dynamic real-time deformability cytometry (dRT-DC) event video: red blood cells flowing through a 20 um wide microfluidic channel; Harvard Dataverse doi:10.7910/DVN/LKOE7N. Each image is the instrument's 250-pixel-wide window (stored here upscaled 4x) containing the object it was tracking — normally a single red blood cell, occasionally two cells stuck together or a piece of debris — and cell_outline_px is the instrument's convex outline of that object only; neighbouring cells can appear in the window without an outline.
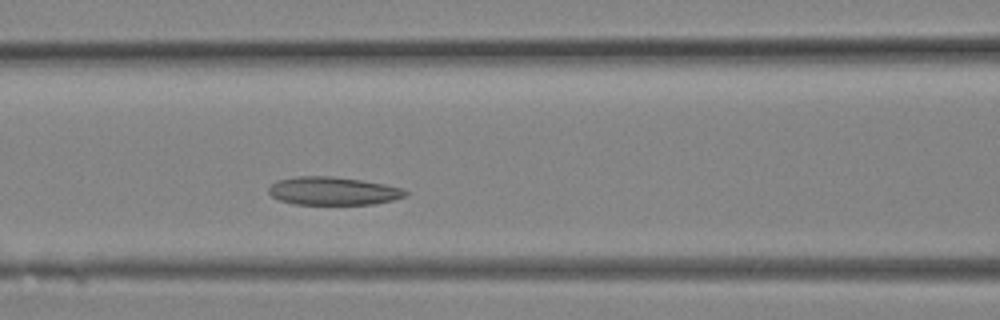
{"species": "Egyptian fruit bat (a non-hibernating species)", "species_latin": "Rousettus aegyptiacus", "temperature_condition": "room temperature", "stored_images_in_passage": 7, "camera_frame_rate_fps": 3000, "um_per_image_px": 0.085, "animal": {"sex": "female"}, "frame": {"image": 1, "passage_image": 7, "time_ms": 2.0, "image_size_px": [1000, 320], "cell_outline_px": [[408, 196], [392, 200], [372, 204], [292, 204], [280, 200], [272, 196], [268, 192], [268, 188], [276, 180], [296, 176], [332, 176], [360, 180], [384, 184], [404, 188], [408, 192]], "centroid_in_image_um": [28.31, 16.23], "position_along_channel_um": 138.3, "area_um2": 22.48}}